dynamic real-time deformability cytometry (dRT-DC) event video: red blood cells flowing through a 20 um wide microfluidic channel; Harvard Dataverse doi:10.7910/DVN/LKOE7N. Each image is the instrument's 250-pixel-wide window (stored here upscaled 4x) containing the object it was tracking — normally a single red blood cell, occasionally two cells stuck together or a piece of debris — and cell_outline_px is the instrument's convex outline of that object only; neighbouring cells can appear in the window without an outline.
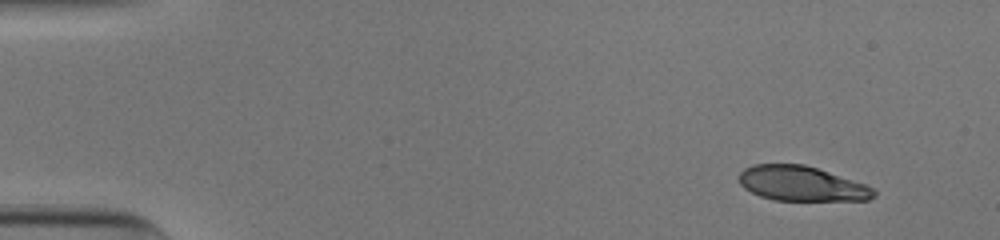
{"species": "human", "species_latin": "Homo sapiens", "temperature_condition": "cold", "stored_images_in_passage": 49, "camera_frame_rate_fps": 3000, "um_per_image_px": 0.085, "donor": {"sex": "male"}, "frame": {"image": 1, "passage_image": 1, "time_ms": 0.0, "image_size_px": [1000, 240], "cell_outline_px": [[876, 196], [868, 200], [776, 200], [760, 196], [744, 188], [740, 184], [740, 172], [744, 168], [752, 164], [804, 164], [864, 184], [872, 188], [876, 192]], "centroid_in_image_um": [68.11, 15.61], "position_along_channel_um": 16.9, "area_um2": 27.05}}
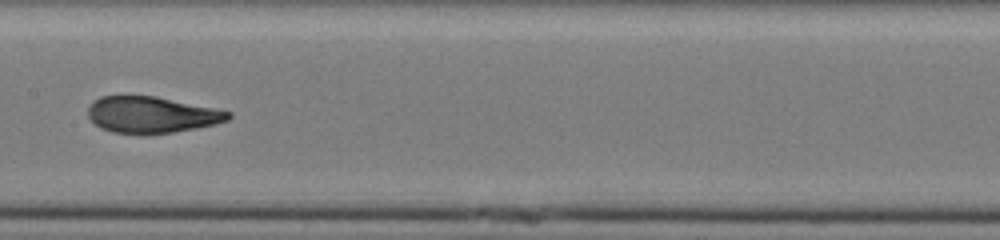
{"frame": {"image": 2, "passage_image": 24, "time_ms": 7.667, "image_size_px": [1000, 240], "cell_outline_px": [[232, 116], [228, 120], [216, 124], [196, 128], [172, 132], [112, 132], [100, 128], [88, 116], [88, 108], [100, 96], [120, 92], [124, 92], [156, 96], [232, 112]], "centroid_in_image_um": [12.85, 9.68], "position_along_channel_um": 194.6, "area_um2": 29.88}}
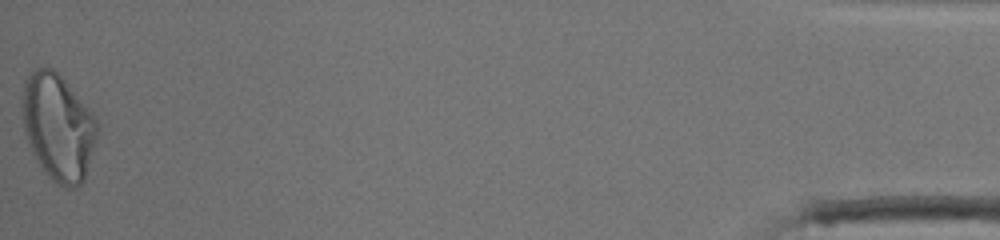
{"frame": {"image": 3, "passage_image": 49, "time_ms": 16.0, "image_size_px": [1000, 240], "cell_outline_px": [[96, 136], [84, 180], [76, 188], [64, 188], [56, 184], [48, 176], [32, 152], [24, 128], [20, 100], [24, 80], [36, 68], [52, 68], [64, 80], [92, 112], [96, 120]], "centroid_in_image_um": [4.9, 10.8], "position_along_channel_um": 430.3, "area_um2": 46.07}, "authors_computed_cell_mechanics": {"area_um2": 30.5762, "velocity_mm_per_s": 3.9198, "shape_relaxation_time_tau1_ms": 6.1082, "shape_relaxation_time_tau2_ms": 0.9732, "deformation_change_tau1": 0.2274, "deformation_change_tau2": 0.0754}}